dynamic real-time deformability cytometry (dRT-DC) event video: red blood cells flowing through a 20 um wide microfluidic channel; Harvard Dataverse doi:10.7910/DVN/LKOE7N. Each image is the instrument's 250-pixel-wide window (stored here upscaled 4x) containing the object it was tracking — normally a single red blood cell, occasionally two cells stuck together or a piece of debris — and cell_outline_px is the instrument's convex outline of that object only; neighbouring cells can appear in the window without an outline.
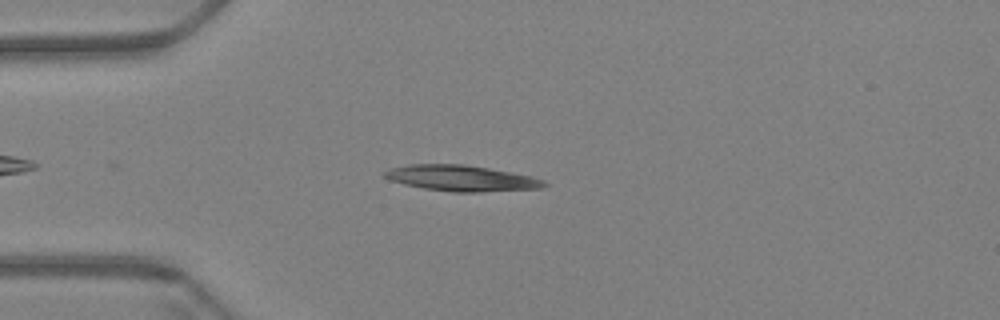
{"species": "Egyptian fruit bat (a non-hibernating species)", "species_latin": "Rousettus aegyptiacus", "temperature_condition": "warm", "stored_images_in_passage": 51, "camera_frame_rate_fps": 3000, "um_per_image_px": 0.085, "animal": {"sex": "female"}, "frame": {"image": 1, "passage_image": 7, "time_ms": 2.0, "image_size_px": [1000, 320], "cell_outline_px": [[548, 184], [544, 188], [480, 192], [452, 192], [424, 188], [404, 184], [392, 180], [384, 176], [380, 172], [392, 168], [408, 164], [464, 164], [488, 168], [532, 176], [544, 180]], "centroid_in_image_um": [39.23, 15.15], "position_along_channel_um": 45.8, "area_um2": 24.04}}
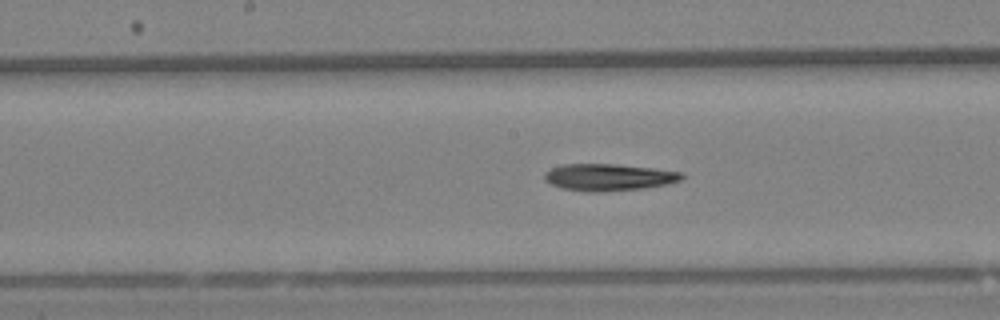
{"frame": {"image": 2, "passage_image": 22, "time_ms": 7.0, "image_size_px": [1000, 320], "cell_outline_px": [[684, 176], [680, 180], [668, 184], [644, 188], [604, 192], [588, 192], [560, 188], [544, 180], [544, 172], [552, 168], [564, 164], [616, 164], [652, 168], [684, 172]], "centroid_in_image_um": [51.74, 15.07], "position_along_channel_um": 196.5, "area_um2": 21.68}}
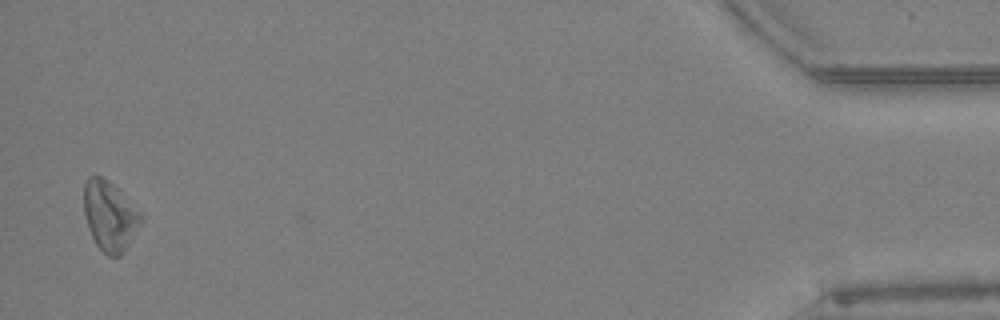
{"frame": {"image": 3, "passage_image": 50, "time_ms": 16.333, "image_size_px": [1000, 320], "cell_outline_px": [[144, 220], [124, 252], [120, 256], [108, 256], [96, 244], [92, 236], [84, 212], [84, 180], [88, 176], [100, 176], [112, 184], [144, 216]], "centroid_in_image_um": [9.34, 18.37], "position_along_channel_um": 425.9, "area_um2": 22.95}}